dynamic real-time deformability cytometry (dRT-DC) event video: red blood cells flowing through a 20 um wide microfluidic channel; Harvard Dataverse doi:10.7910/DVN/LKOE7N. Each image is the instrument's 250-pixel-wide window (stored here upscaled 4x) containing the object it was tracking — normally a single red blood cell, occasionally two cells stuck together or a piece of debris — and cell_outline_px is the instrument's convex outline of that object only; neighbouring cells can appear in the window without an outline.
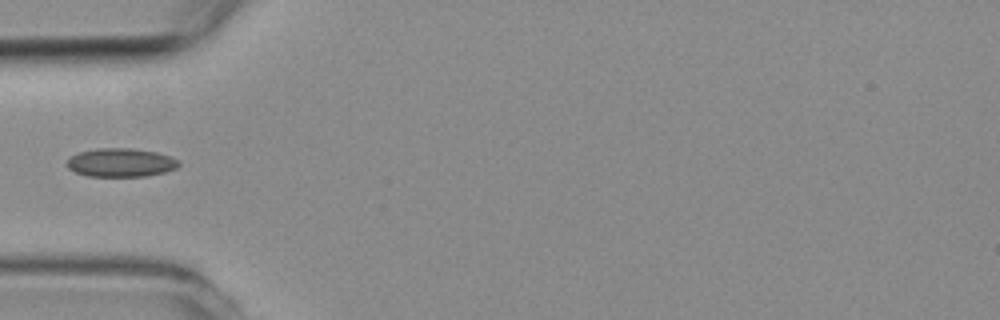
{"species": "common noctule bat (a hibernating species)", "species_latin": "Nyctalus noctula", "temperature_condition": "room temperature", "stored_images_in_passage": 2, "camera_frame_rate_fps": 3000, "um_per_image_px": 0.085, "animal": {"sex": "female", "body_mass_g": 19.3, "forearm_length_mm": 54.1}, "frame": {"image": 1, "passage_image": 1, "time_ms": 0.0, "image_size_px": [1000, 320], "cell_outline_px": [[180, 164], [176, 168], [164, 172], [144, 176], [88, 176], [76, 172], [68, 168], [68, 160], [72, 156], [80, 152], [96, 148], [132, 148], [156, 152], [180, 160]], "centroid_in_image_um": [10.29, 13.81], "position_along_channel_um": 74.7, "area_um2": 18.44}}
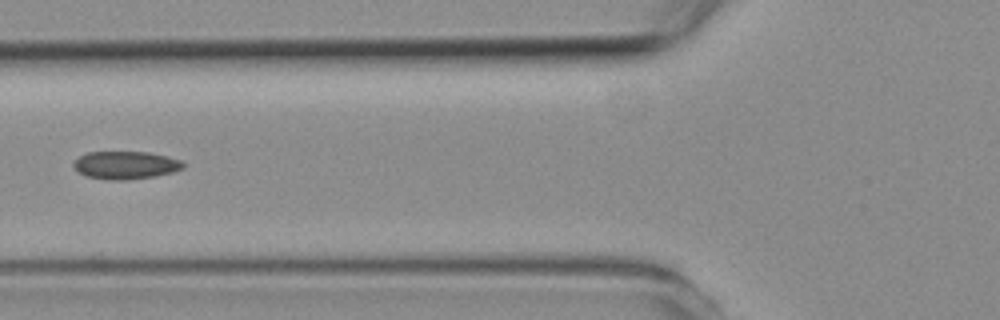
{"frame": {"image": 2, "passage_image": 2, "time_ms": 1.0, "image_size_px": [1000, 320], "cell_outline_px": [[184, 168], [172, 172], [156, 176], [128, 180], [108, 180], [88, 176], [80, 172], [72, 164], [80, 156], [88, 152], [148, 152], [168, 156], [180, 160], [184, 164]], "centroid_in_image_um": [10.71, 14.04], "position_along_channel_um": 115.1, "area_um2": 17.69}}